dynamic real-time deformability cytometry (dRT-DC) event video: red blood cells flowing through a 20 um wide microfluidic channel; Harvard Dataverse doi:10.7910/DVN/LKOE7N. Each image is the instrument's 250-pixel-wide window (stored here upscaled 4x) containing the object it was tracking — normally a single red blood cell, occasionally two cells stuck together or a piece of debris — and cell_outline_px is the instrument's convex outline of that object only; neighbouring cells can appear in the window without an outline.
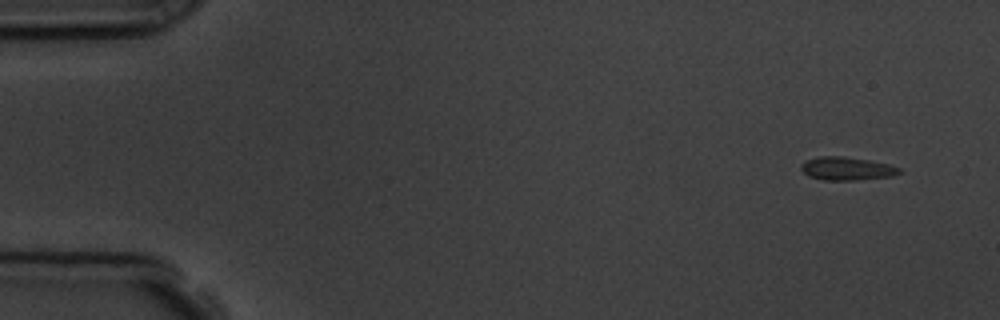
{"species": "common noctule bat (a hibernating species)", "species_latin": "Nyctalus noctula", "temperature_condition": "room temperature", "stored_images_in_passage": 11, "camera_frame_rate_fps": 3000, "um_per_image_px": 0.085, "animal": {"sex": "male", "body_mass_g": 19.5, "forearm_length_mm": 54.6}, "frame": {"image": 1, "passage_image": 2, "time_ms": 1.0, "image_size_px": [1000, 320], "cell_outline_px": [[900, 172], [892, 176], [856, 180], [824, 180], [808, 176], [800, 168], [800, 164], [804, 160], [820, 156], [844, 156], [868, 160], [888, 164], [900, 168]], "centroid_in_image_um": [71.92, 14.32], "position_along_channel_um": 13.1, "area_um2": 13.29}}
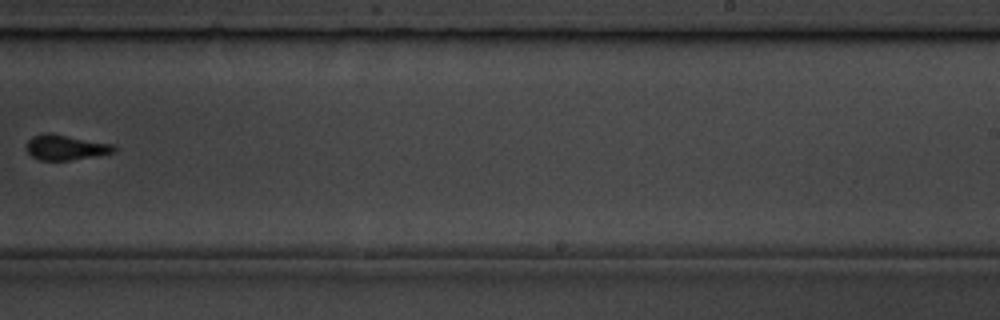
{"frame": {"image": 2, "passage_image": 11, "time_ms": 11.333, "image_size_px": [1000, 320], "cell_outline_px": [[116, 152], [96, 156], [68, 160], [40, 160], [32, 156], [28, 152], [28, 140], [32, 136], [44, 132], [52, 132], [116, 144]], "centroid_in_image_um": [5.64, 12.5], "position_along_channel_um": 283.4, "area_um2": 13.12}}